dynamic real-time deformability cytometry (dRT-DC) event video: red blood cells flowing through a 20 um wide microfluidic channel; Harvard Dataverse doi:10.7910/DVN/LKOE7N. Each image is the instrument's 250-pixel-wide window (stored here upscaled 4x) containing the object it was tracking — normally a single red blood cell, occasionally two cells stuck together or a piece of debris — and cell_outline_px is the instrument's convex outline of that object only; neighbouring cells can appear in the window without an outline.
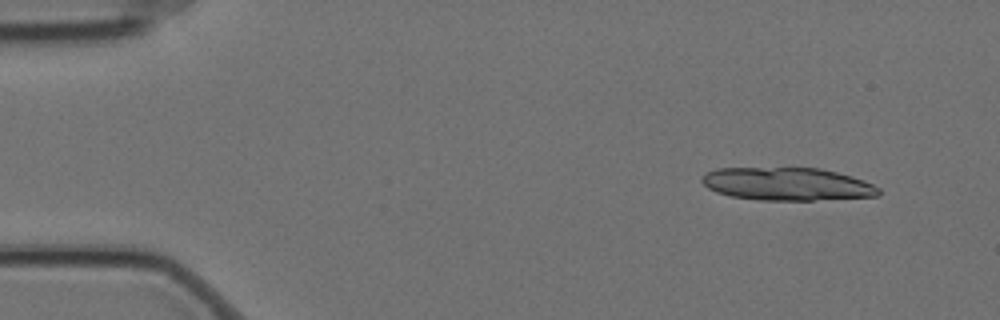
{"species": "Egyptian fruit bat (a non-hibernating species)", "species_latin": "Rousettus aegyptiacus", "temperature_condition": "cold", "stored_images_in_passage": 6, "camera_frame_rate_fps": 3000, "um_per_image_px": 0.085, "animal": {"sex": "female"}, "frame": {"image": 1, "passage_image": 2, "time_ms": 0.333, "image_size_px": [1000, 320], "cell_outline_px": [[880, 196], [812, 200], [760, 200], [732, 196], [716, 192], [708, 188], [700, 180], [708, 172], [716, 168], [820, 168], [852, 176], [864, 180], [880, 188]], "centroid_in_image_um": [66.94, 15.64], "position_along_channel_um": 18.1, "area_um2": 33.81}}
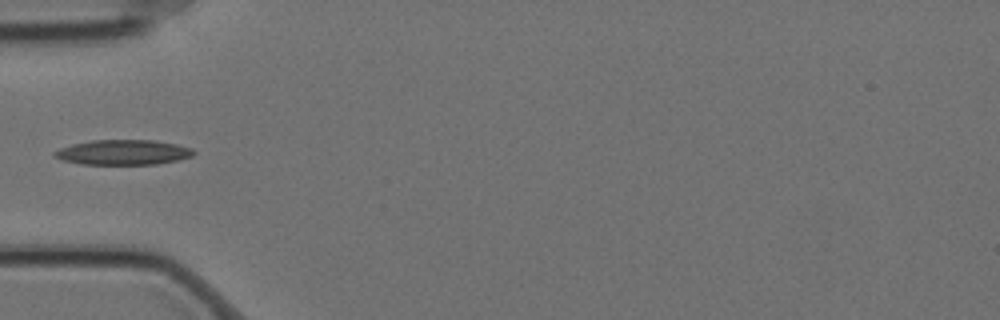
{"frame": {"image": 2, "passage_image": 6, "time_ms": 1.667, "image_size_px": [1000, 320], "cell_outline_px": [[196, 152], [192, 156], [176, 160], [156, 164], [80, 164], [60, 160], [52, 156], [52, 152], [60, 148], [72, 144], [92, 140], [152, 140], [176, 144], [192, 148]], "centroid_in_image_um": [10.41, 12.95], "position_along_channel_um": 74.6, "area_um2": 20.35}}